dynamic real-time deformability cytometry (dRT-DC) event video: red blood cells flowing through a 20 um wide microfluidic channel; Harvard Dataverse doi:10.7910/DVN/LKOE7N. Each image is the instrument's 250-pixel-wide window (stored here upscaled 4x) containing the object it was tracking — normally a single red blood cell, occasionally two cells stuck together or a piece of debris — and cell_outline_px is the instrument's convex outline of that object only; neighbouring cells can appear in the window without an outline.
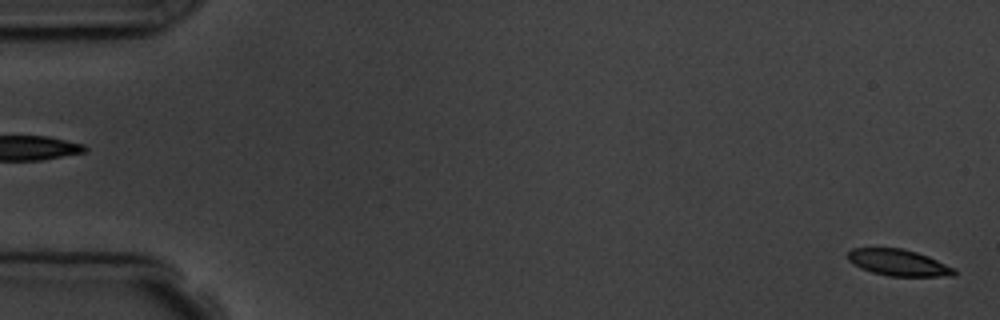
{"species": "common noctule bat (a hibernating species)", "species_latin": "Nyctalus noctula", "temperature_condition": "room temperature", "stored_images_in_passage": 6, "segment_of_instrument_passage": [2, 2], "camera_frame_rate_fps": 3000, "um_per_image_px": 0.085, "animal": {"sex": "male", "body_mass_g": 19.5, "forearm_length_mm": 54.6}, "frame": {"image": 1, "passage_image": 6, "time_ms": 6.333, "image_size_px": [1000, 320], "cell_outline_px": [[956, 276], [888, 276], [872, 272], [860, 268], [848, 260], [848, 252], [852, 248], [900, 248], [916, 252], [928, 256], [956, 268]], "centroid_in_image_um": [76.39, 22.33], "position_along_channel_um": 8.6, "area_um2": 16.42}}